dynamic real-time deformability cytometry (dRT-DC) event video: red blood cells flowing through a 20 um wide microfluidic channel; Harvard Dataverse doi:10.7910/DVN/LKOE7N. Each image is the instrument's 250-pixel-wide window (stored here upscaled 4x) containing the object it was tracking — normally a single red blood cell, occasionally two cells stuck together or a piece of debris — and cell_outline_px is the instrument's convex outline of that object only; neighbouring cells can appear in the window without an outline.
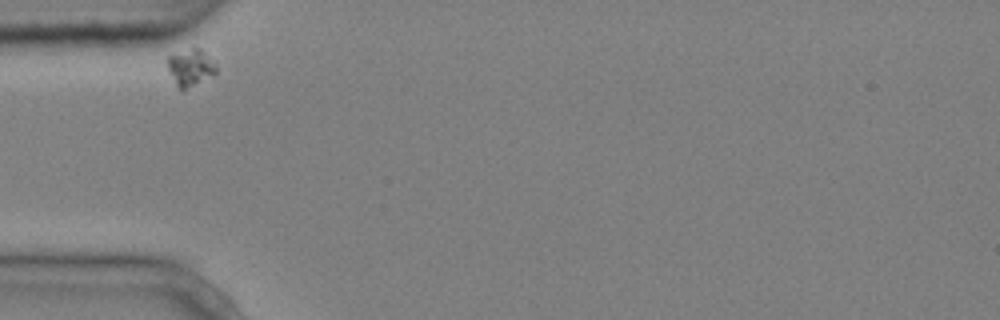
{"species": "common noctule bat (a hibernating species)", "species_latin": "Nyctalus noctula", "temperature_condition": "cold", "stored_images_in_passage": 2, "camera_frame_rate_fps": 3000, "um_per_image_px": 0.085, "animal": {"sex": "male", "body_mass_g": 20.4}, "frame": {"image": 1, "passage_image": 1, "time_ms": 0.0, "image_size_px": [1000, 320], "cell_outline_px": [[216, 72], [184, 92], [176, 84], [168, 68], [168, 56], [192, 48], [200, 48], [216, 64]], "centroid_in_image_um": [16.2, 5.75], "position_along_channel_um": 68.8, "area_um2": 10.17}}